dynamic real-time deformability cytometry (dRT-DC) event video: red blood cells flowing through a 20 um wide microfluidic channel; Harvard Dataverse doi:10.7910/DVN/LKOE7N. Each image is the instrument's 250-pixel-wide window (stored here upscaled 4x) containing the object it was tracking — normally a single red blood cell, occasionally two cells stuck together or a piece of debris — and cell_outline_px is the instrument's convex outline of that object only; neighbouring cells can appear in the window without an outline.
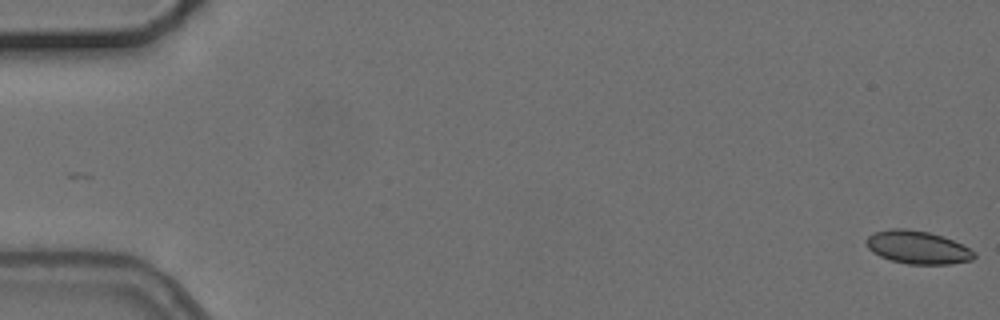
{"species": "common noctule bat (a hibernating species)", "species_latin": "Nyctalus noctula", "temperature_condition": "cold", "stored_images_in_passage": 7, "camera_frame_rate_fps": 3000, "um_per_image_px": 0.085, "animal": {"sex": "female", "body_mass_g": 24.6, "forearm_length_mm": 56.2}, "frame": {"image": 1, "passage_image": 1, "time_ms": 0.0, "image_size_px": [1000, 320], "cell_outline_px": [[976, 256], [972, 260], [952, 264], [908, 264], [892, 260], [880, 256], [872, 252], [868, 248], [864, 240], [872, 232], [892, 228], [908, 228], [928, 232], [944, 236], [976, 252]], "centroid_in_image_um": [77.97, 21.01], "position_along_channel_um": 7.0, "area_um2": 20.92}}
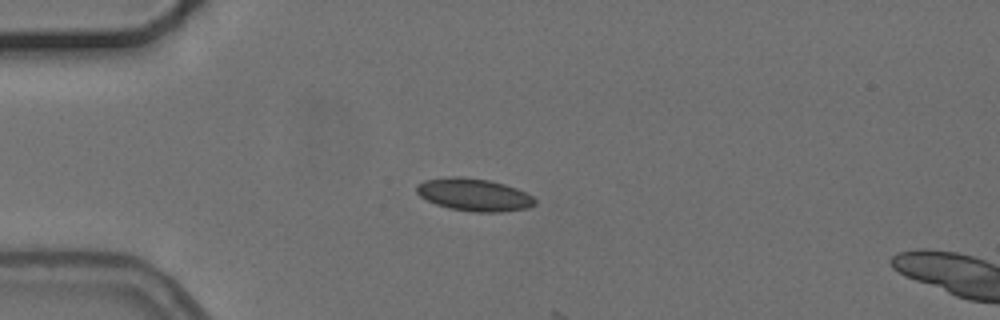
{"frame": {"image": 2, "passage_image": 5, "time_ms": 4.667, "image_size_px": [1000, 320], "cell_outline_px": [[536, 204], [528, 208], [500, 212], [472, 212], [448, 208], [436, 204], [420, 196], [416, 192], [416, 184], [424, 180], [448, 176], [460, 176], [488, 180], [504, 184], [516, 188], [532, 196], [536, 200]], "centroid_in_image_um": [40.27, 16.55], "position_along_channel_um": 44.7, "area_um2": 22.54}}